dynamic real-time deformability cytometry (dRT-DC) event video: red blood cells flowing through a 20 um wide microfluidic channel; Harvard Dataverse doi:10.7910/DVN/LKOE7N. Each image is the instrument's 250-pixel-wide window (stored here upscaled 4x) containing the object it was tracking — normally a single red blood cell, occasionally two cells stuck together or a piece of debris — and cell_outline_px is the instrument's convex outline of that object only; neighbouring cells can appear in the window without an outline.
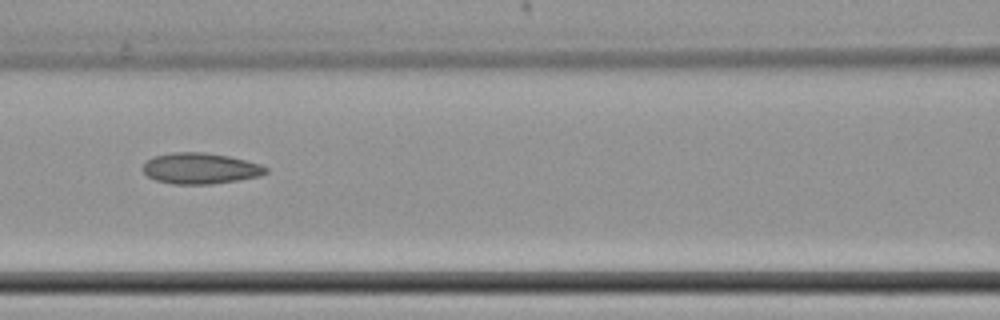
{"species": "common noctule bat (a hibernating species)", "species_latin": "Nyctalus noctula", "temperature_condition": "cold", "stored_images_in_passage": 11, "camera_frame_rate_fps": 3000, "um_per_image_px": 0.085, "animal": {"sex": "female", "body_mass_g": 22.7, "forearm_length_mm": 54.2}, "frame": {"image": 1, "passage_image": 4, "time_ms": 1.0, "image_size_px": [1000, 320], "cell_outline_px": [[268, 172], [260, 176], [212, 184], [172, 184], [156, 180], [148, 176], [144, 172], [144, 164], [152, 156], [172, 152], [204, 152], [228, 156], [260, 164], [268, 168]], "centroid_in_image_um": [17.02, 14.31], "position_along_channel_um": 149.6, "area_um2": 22.08}}
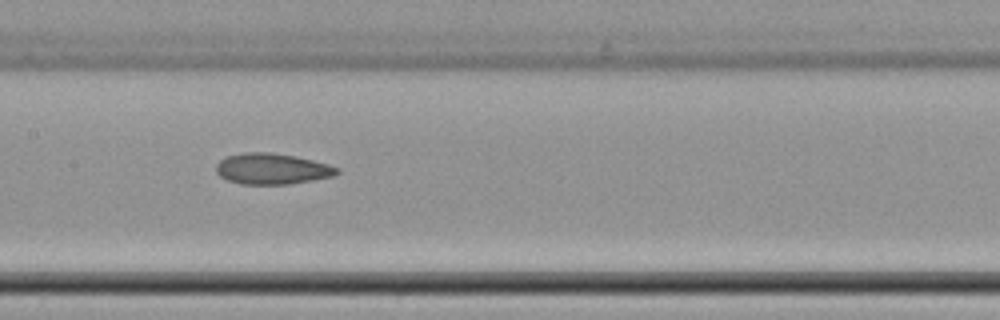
{"frame": {"image": 2, "passage_image": 5, "time_ms": 1.333, "image_size_px": [1000, 320], "cell_outline_px": [[340, 172], [332, 176], [312, 180], [288, 184], [240, 184], [228, 180], [220, 176], [216, 172], [216, 164], [220, 160], [228, 156], [244, 152], [272, 152], [296, 156], [328, 164], [340, 168]], "centroid_in_image_um": [23.12, 14.34], "position_along_channel_um": 184.3, "area_um2": 21.79}}
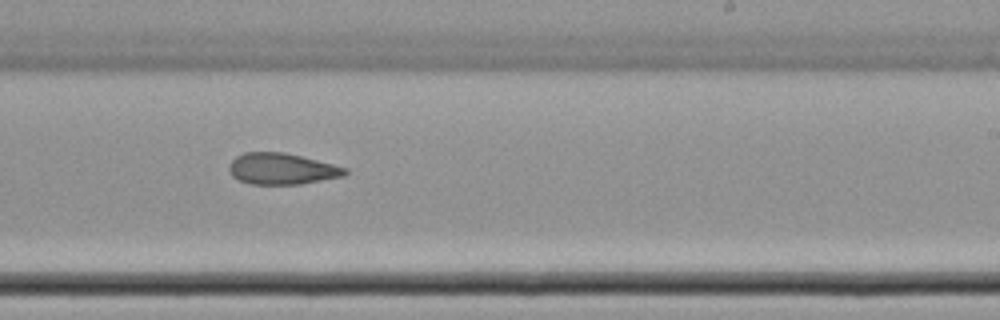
{"frame": {"image": 3, "passage_image": 7, "time_ms": 2.0, "image_size_px": [1000, 320], "cell_outline_px": [[348, 172], [344, 176], [300, 184], [252, 184], [240, 180], [232, 176], [228, 168], [232, 160], [236, 156], [244, 152], [284, 152], [348, 168]], "centroid_in_image_um": [23.95, 14.35], "position_along_channel_um": 265.1, "area_um2": 20.98}}